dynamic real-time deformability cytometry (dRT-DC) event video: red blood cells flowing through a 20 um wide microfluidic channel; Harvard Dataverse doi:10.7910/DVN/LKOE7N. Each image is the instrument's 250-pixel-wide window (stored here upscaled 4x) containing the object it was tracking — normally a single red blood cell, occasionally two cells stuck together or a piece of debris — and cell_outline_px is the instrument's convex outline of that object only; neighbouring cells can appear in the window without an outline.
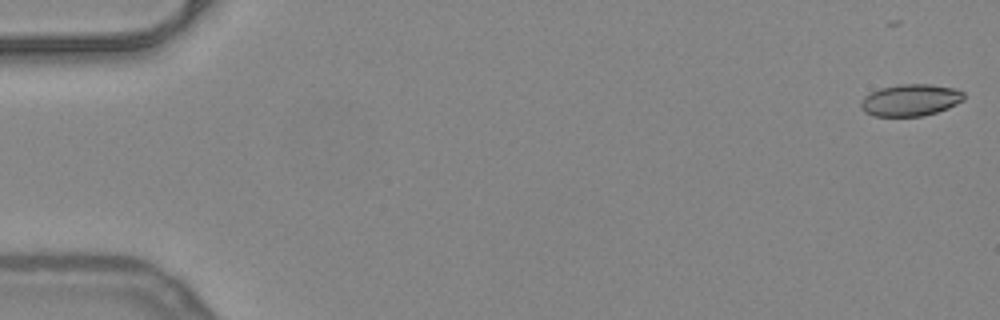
{"species": "common noctule bat (a hibernating species)", "species_latin": "Nyctalus noctula", "temperature_condition": "warm", "stored_images_in_passage": 51, "camera_frame_rate_fps": 3000, "um_per_image_px": 0.085, "animal": {"sex": "female", "body_mass_g": 24.6, "forearm_length_mm": 56.2}, "frame": {"image": 1, "passage_image": 1, "time_ms": 0.0, "image_size_px": [1000, 320], "cell_outline_px": [[964, 100], [948, 108], [924, 116], [876, 116], [864, 112], [860, 108], [860, 104], [864, 96], [880, 88], [900, 84], [932, 84], [956, 88], [964, 92]], "centroid_in_image_um": [77.41, 8.5], "position_along_channel_um": 7.6, "area_um2": 19.25}}
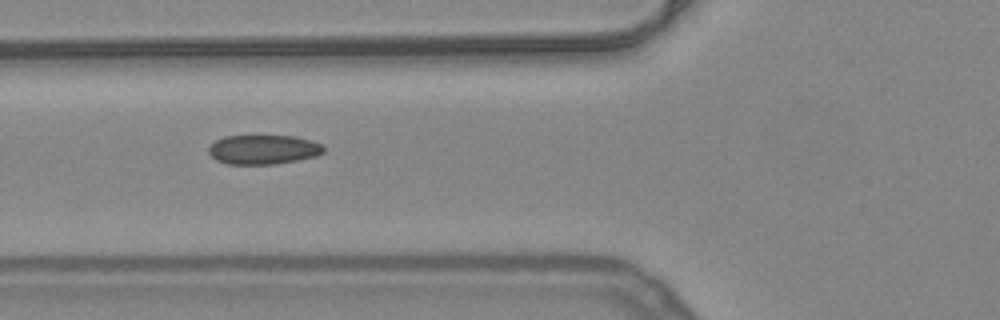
{"frame": {"image": 2, "passage_image": 20, "time_ms": 6.333, "image_size_px": [1000, 320], "cell_outline_px": [[324, 152], [316, 156], [276, 164], [228, 164], [216, 160], [208, 152], [208, 148], [216, 140], [224, 136], [296, 136], [312, 140], [324, 144]], "centroid_in_image_um": [22.41, 12.71], "position_along_channel_um": 103.4, "area_um2": 19.77}}
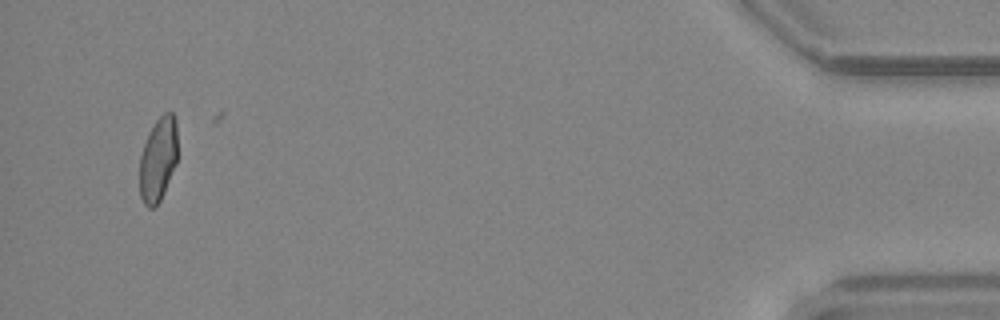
{"frame": {"image": 3, "passage_image": 50, "time_ms": 16.333, "image_size_px": [1000, 320], "cell_outline_px": [[176, 164], [164, 192], [156, 208], [148, 208], [144, 204], [140, 196], [140, 156], [148, 132], [156, 120], [164, 112], [172, 112], [176, 116]], "centroid_in_image_um": [13.43, 13.55], "position_along_channel_um": 421.8, "area_um2": 18.67}}